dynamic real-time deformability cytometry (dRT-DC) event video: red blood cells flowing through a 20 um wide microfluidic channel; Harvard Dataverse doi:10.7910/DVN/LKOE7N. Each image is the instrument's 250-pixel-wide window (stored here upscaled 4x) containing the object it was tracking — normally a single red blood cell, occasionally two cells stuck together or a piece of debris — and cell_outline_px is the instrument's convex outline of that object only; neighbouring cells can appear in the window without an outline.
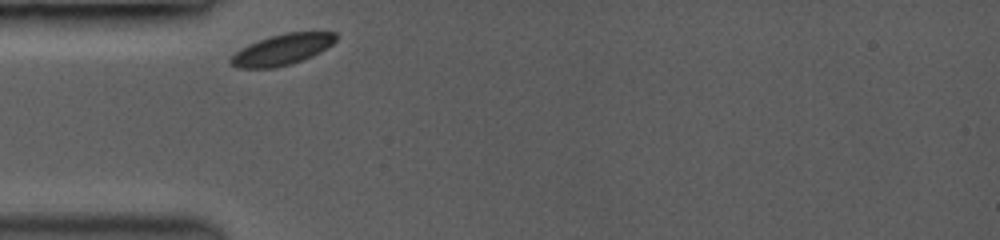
{"species": "common noctule bat (a hibernating species)", "species_latin": "Nyctalus noctula", "temperature_condition": "room temperature", "stored_images_in_passage": 17, "camera_frame_rate_fps": 3500, "um_per_image_px": 0.085, "animal": {"sex": "female", "body_mass_g": 19.0, "forearm_length_mm": 53.3}, "frame": {"image": 1, "passage_image": 1, "time_ms": 0.0, "image_size_px": [1000, 240], "cell_outline_px": [[336, 40], [332, 44], [320, 52], [312, 56], [288, 64], [272, 68], [236, 68], [228, 60], [240, 48], [248, 44], [284, 32], [336, 32]], "centroid_in_image_um": [23.96, 4.21], "position_along_channel_um": 61.0, "area_um2": 18.67}}
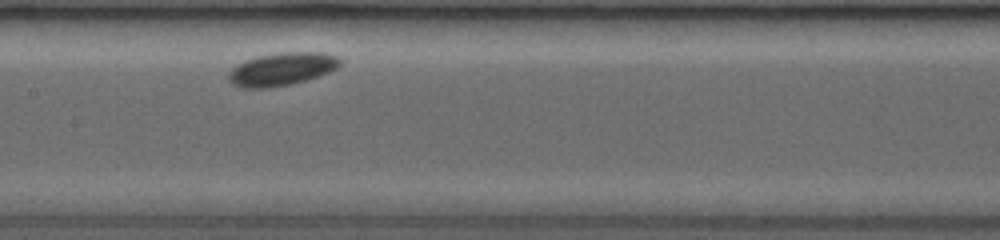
{"frame": {"image": 2, "passage_image": 9, "time_ms": 2.286, "image_size_px": [1000, 240], "cell_outline_px": [[340, 64], [336, 68], [328, 72], [304, 80], [288, 84], [268, 88], [244, 88], [232, 84], [228, 80], [228, 72], [236, 64], [244, 60], [276, 52], [324, 52], [340, 56]], "centroid_in_image_um": [23.92, 5.85], "position_along_channel_um": 183.5, "area_um2": 21.39}}
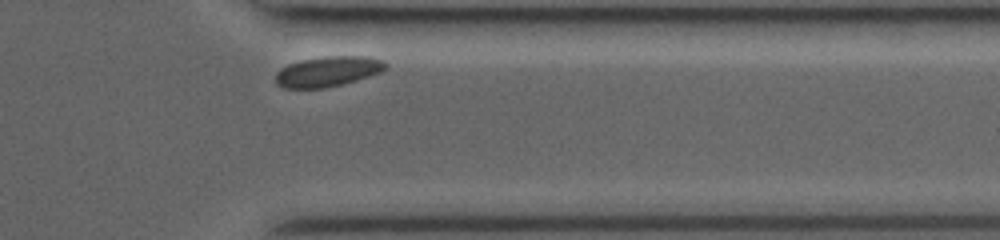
{"frame": {"image": 3, "passage_image": 17, "time_ms": 4.571, "image_size_px": [1000, 240], "cell_outline_px": [[388, 64], [380, 72], [356, 80], [324, 88], [284, 88], [276, 84], [276, 72], [288, 64], [304, 60], [324, 56], [368, 56], [384, 60]], "centroid_in_image_um": [27.87, 6.07], "position_along_channel_um": 383.5, "area_um2": 19.19}}